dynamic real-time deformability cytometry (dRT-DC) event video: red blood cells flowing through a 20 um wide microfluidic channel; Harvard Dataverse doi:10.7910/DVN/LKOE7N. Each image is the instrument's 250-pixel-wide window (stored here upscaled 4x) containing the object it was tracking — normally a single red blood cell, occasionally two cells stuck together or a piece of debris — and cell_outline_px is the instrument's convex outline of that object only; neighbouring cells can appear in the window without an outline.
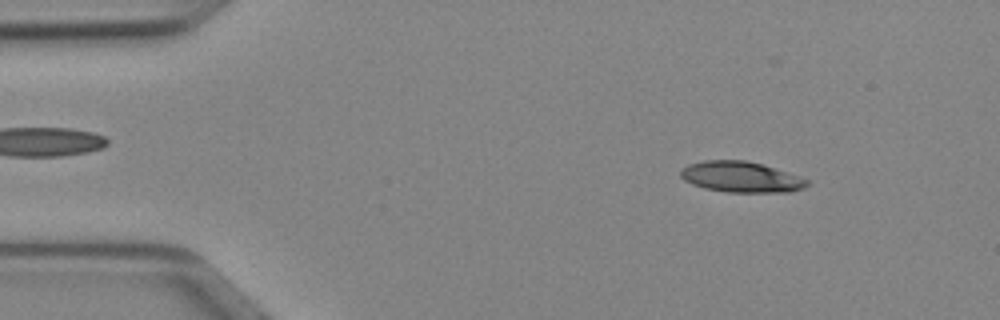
{"species": "Egyptian fruit bat (a non-hibernating species)", "species_latin": "Rousettus aegyptiacus", "temperature_condition": "cold", "stored_images_in_passage": 15, "camera_frame_rate_fps": 3000, "um_per_image_px": 0.085, "animal": {"sex": "female"}, "frame": {"image": 1, "passage_image": 6, "time_ms": 1.667, "image_size_px": [1000, 320], "cell_outline_px": [[808, 184], [804, 188], [792, 192], [728, 192], [704, 188], [692, 184], [684, 180], [680, 176], [680, 168], [688, 164], [704, 160], [744, 160], [760, 164], [808, 180]], "centroid_in_image_um": [62.91, 15.05], "position_along_channel_um": 22.1, "area_um2": 22.43}}
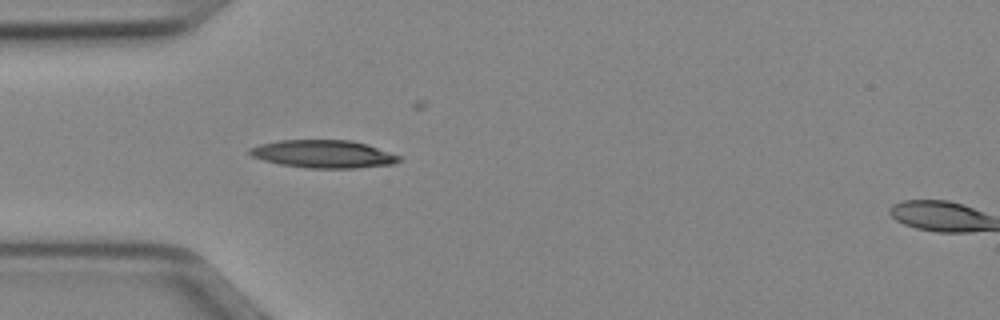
{"frame": {"image": 2, "passage_image": 14, "time_ms": 4.333, "image_size_px": [1000, 320], "cell_outline_px": [[404, 156], [400, 160], [392, 164], [356, 168], [308, 168], [280, 164], [264, 160], [252, 156], [248, 152], [248, 148], [260, 144], [280, 140], [352, 140], [368, 144]], "centroid_in_image_um": [27.53, 13.08], "position_along_channel_um": 57.5, "area_um2": 24.39}}